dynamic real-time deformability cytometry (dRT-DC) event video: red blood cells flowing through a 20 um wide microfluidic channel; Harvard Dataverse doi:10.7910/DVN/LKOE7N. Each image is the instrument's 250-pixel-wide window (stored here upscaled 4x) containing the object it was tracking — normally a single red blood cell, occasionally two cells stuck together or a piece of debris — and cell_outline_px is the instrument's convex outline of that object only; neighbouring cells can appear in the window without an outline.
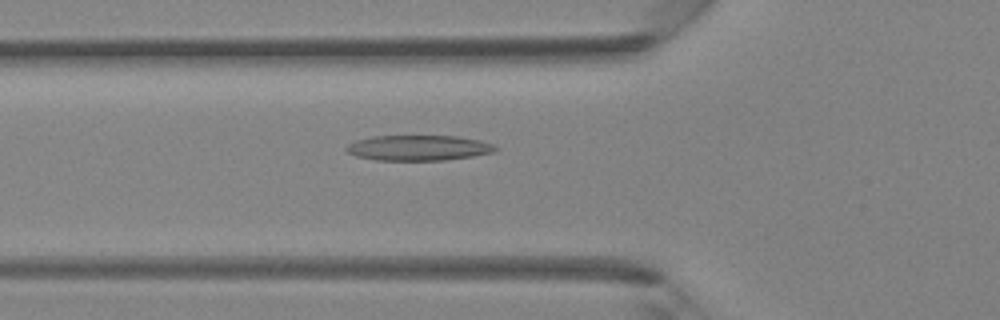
{"species": "Egyptian fruit bat (a non-hibernating species)", "species_latin": "Rousettus aegyptiacus", "temperature_condition": "room temperature", "stored_images_in_passage": 34, "camera_frame_rate_fps": 3000, "um_per_image_px": 0.085, "animal": {"sex": "female"}, "frame": {"image": 1, "passage_image": 7, "time_ms": 2.0, "image_size_px": [1000, 320], "cell_outline_px": [[496, 148], [492, 152], [472, 156], [444, 160], [376, 160], [356, 156], [348, 152], [344, 148], [348, 144], [356, 140], [372, 136], [456, 136], [480, 140], [492, 144]], "centroid_in_image_um": [35.52, 12.56], "position_along_channel_um": 90.3, "area_um2": 21.85}}
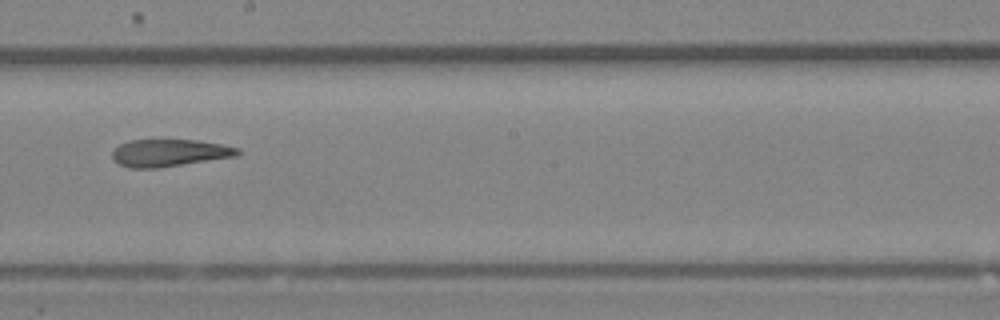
{"frame": {"image": 2, "passage_image": 16, "time_ms": 5.0, "image_size_px": [1000, 320], "cell_outline_px": [[240, 152], [236, 156], [160, 168], [128, 168], [120, 164], [112, 156], [112, 152], [120, 144], [128, 140], [196, 140], [220, 144], [240, 148]], "centroid_in_image_um": [14.4, 13.0], "position_along_channel_um": 233.8, "area_um2": 19.83}}
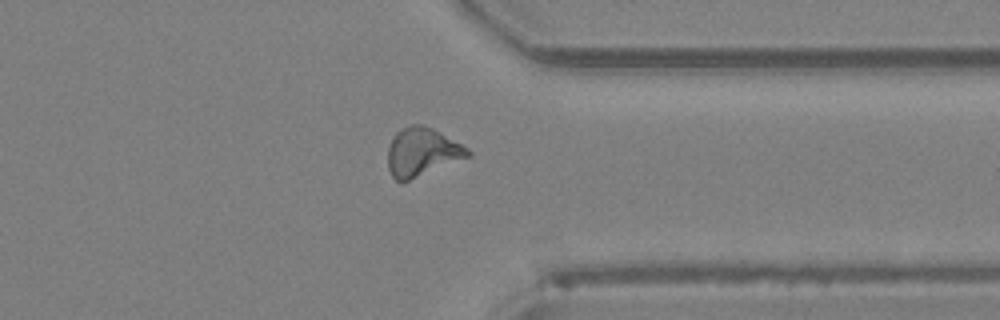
{"frame": {"image": 3, "passage_image": 25, "time_ms": 8.0, "image_size_px": [1000, 320], "cell_outline_px": [[472, 156], [400, 184], [392, 176], [388, 168], [388, 148], [396, 132], [400, 128], [412, 124], [424, 124], [440, 132], [468, 148], [472, 152]], "centroid_in_image_um": [35.88, 12.94], "position_along_channel_um": 375.5, "area_um2": 22.83}}